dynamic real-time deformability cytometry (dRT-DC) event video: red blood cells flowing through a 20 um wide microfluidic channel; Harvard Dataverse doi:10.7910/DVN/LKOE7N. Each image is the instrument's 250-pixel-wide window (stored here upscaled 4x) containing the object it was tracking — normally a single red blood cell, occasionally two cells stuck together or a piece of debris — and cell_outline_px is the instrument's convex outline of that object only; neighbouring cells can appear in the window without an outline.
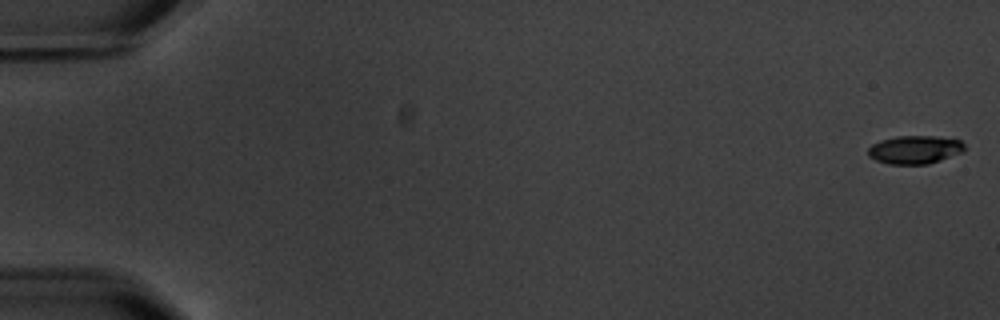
{"species": "common noctule bat (a hibernating species)", "species_latin": "Nyctalus noctula", "temperature_condition": "warm", "stored_images_in_passage": 9, "camera_frame_rate_fps": 3000, "um_per_image_px": 0.085, "animal": {"sex": "male", "body_mass_g": 20.1, "forearm_length_mm": 53.5}, "frame": {"image": 1, "passage_image": 1, "time_ms": 0.0, "image_size_px": [1000, 320], "cell_outline_px": [[964, 152], [928, 164], [888, 164], [876, 160], [868, 156], [868, 148], [872, 144], [880, 140], [896, 136], [940, 136], [960, 140], [964, 144]], "centroid_in_image_um": [77.76, 12.71], "position_along_channel_um": 7.2, "area_um2": 16.01}}
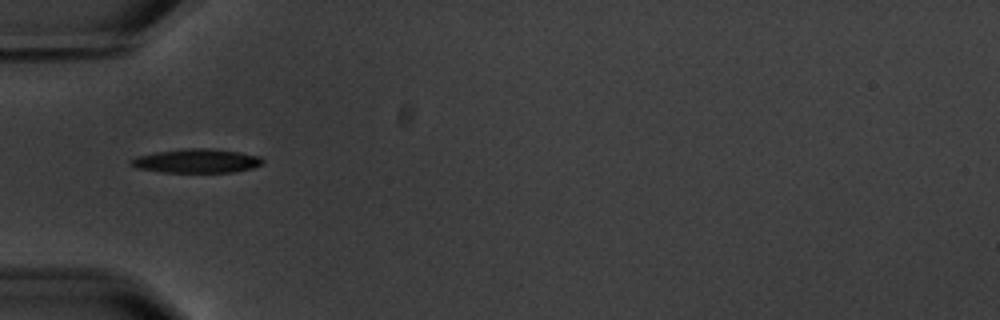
{"frame": {"image": 2, "passage_image": 6, "time_ms": 6.333, "image_size_px": [1000, 320], "cell_outline_px": [[264, 164], [252, 168], [232, 172], [164, 172], [136, 168], [128, 164], [128, 160], [136, 156], [156, 152], [188, 148], [212, 148], [240, 152], [260, 156], [264, 160]], "centroid_in_image_um": [16.71, 13.67], "position_along_channel_um": 68.3, "area_um2": 18.55}}
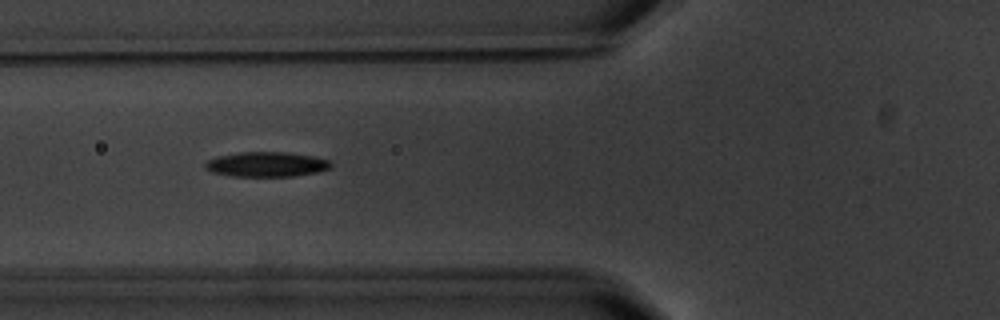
{"frame": {"image": 3, "passage_image": 7, "time_ms": 7.333, "image_size_px": [1000, 320], "cell_outline_px": [[332, 164], [328, 168], [316, 172], [292, 176], [232, 176], [212, 172], [204, 168], [204, 164], [208, 160], [220, 156], [240, 152], [284, 152], [312, 156], [328, 160]], "centroid_in_image_um": [22.61, 13.97], "position_along_channel_um": 103.2, "area_um2": 17.92}}